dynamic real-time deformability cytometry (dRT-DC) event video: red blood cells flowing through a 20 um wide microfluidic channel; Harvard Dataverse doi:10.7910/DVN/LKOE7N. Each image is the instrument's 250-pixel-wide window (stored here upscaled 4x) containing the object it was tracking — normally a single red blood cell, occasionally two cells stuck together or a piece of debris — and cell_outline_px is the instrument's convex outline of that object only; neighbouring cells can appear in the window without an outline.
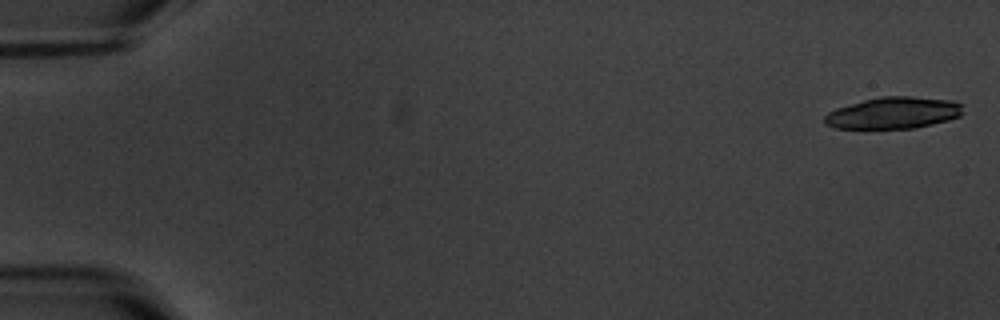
{"species": "common noctule bat (a hibernating species)", "species_latin": "Nyctalus noctula", "temperature_condition": "warm", "stored_images_in_passage": 5, "camera_frame_rate_fps": 3000, "um_per_image_px": 0.085, "animal": {"sex": "male", "body_mass_g": 20.1, "forearm_length_mm": 53.5}, "frame": {"image": 1, "passage_image": 1, "time_ms": 0.0, "image_size_px": [1000, 320], "cell_outline_px": [[964, 104], [960, 116], [948, 120], [932, 124], [912, 128], [832, 128], [824, 124], [824, 116], [828, 112], [836, 108], [864, 100], [880, 96], [912, 96], [952, 100]], "centroid_in_image_um": [75.94, 9.59], "position_along_channel_um": 9.1, "area_um2": 25.61}}